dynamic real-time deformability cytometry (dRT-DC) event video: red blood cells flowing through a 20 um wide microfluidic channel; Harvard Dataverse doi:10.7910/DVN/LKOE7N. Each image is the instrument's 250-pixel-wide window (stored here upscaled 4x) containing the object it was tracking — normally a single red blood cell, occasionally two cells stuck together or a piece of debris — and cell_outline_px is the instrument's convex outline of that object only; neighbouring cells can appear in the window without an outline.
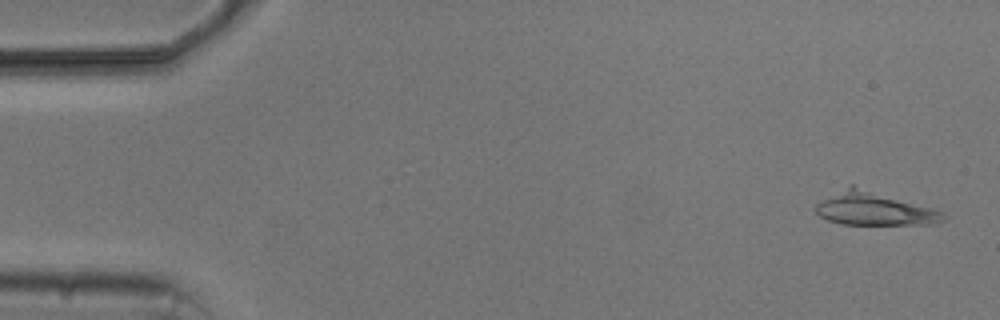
{"species": "common noctule bat (a hibernating species)", "species_latin": "Nyctalus noctula", "temperature_condition": "cold", "stored_images_in_passage": 5, "camera_frame_rate_fps": 3000, "um_per_image_px": 0.085, "animal": {"sex": "male", "body_mass_g": 20.5, "forearm_length_mm": 52.5}, "frame": {"image": 1, "passage_image": 1, "time_ms": 0.0, "image_size_px": [1000, 320], "cell_outline_px": [[948, 216], [944, 220], [936, 224], [840, 224], [828, 220], [820, 216], [816, 212], [816, 204], [848, 184], [852, 184], [932, 208], [944, 212]], "centroid_in_image_um": [74.33, 17.74], "position_along_channel_um": 10.7, "area_um2": 24.68}}